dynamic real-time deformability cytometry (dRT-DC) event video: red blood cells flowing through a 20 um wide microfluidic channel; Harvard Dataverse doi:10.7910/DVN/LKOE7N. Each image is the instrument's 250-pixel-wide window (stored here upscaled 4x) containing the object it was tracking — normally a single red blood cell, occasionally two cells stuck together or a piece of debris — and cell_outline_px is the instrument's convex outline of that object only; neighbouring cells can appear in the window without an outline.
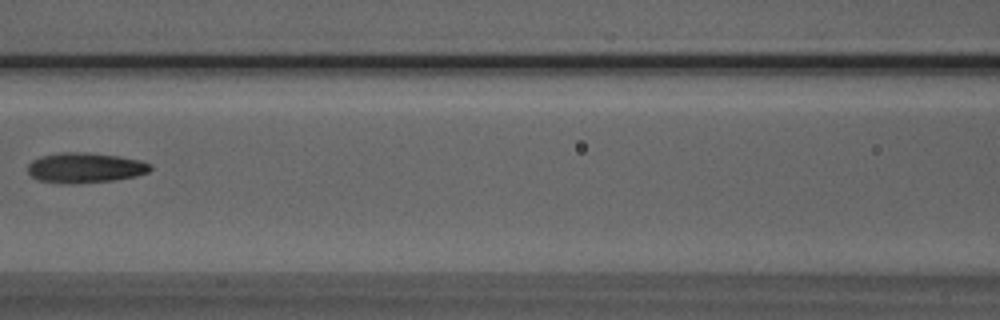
{"species": "Egyptian fruit bat (a non-hibernating species)", "species_latin": "Rousettus aegyptiacus", "temperature_condition": "room temperature", "stored_images_in_passage": 5, "camera_frame_rate_fps": 3000, "um_per_image_px": 0.085, "animal": {"sex": "male"}, "frame": {"image": 1, "passage_image": 5, "time_ms": 5.333, "image_size_px": [1000, 320], "cell_outline_px": [[152, 168], [148, 172], [136, 176], [112, 180], [76, 184], [60, 184], [36, 180], [28, 172], [28, 164], [32, 160], [40, 156], [60, 152], [84, 152], [116, 156], [140, 160], [152, 164]], "centroid_in_image_um": [7.19, 14.27], "position_along_channel_um": 159.4, "area_um2": 21.73}}